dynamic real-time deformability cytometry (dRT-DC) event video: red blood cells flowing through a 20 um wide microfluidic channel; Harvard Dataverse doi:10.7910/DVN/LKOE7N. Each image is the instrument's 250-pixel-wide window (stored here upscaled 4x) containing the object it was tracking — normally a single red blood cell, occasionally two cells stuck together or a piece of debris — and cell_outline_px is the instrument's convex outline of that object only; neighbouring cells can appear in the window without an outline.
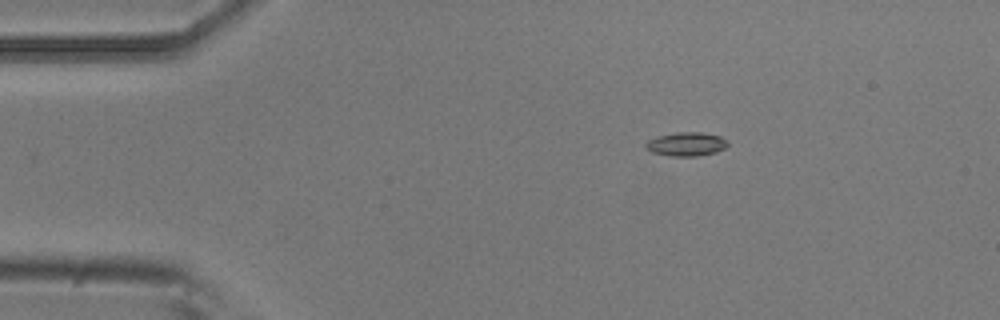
{"species": "common noctule bat (a hibernating species)", "species_latin": "Nyctalus noctula", "temperature_condition": "room temperature", "stored_images_in_passage": 2, "camera_frame_rate_fps": 3000, "um_per_image_px": 0.085, "animal": {"sex": "male", "body_mass_g": 20.5, "forearm_length_mm": 52.5}, "frame": {"image": 1, "passage_image": 2, "time_ms": 0.333, "image_size_px": [1000, 320], "cell_outline_px": [[728, 144], [724, 148], [716, 152], [696, 156], [672, 156], [652, 152], [644, 148], [644, 144], [648, 140], [656, 136], [676, 132], [700, 132], [720, 136], [728, 140]], "centroid_in_image_um": [58.31, 12.24], "position_along_channel_um": 26.7, "area_um2": 11.44}}